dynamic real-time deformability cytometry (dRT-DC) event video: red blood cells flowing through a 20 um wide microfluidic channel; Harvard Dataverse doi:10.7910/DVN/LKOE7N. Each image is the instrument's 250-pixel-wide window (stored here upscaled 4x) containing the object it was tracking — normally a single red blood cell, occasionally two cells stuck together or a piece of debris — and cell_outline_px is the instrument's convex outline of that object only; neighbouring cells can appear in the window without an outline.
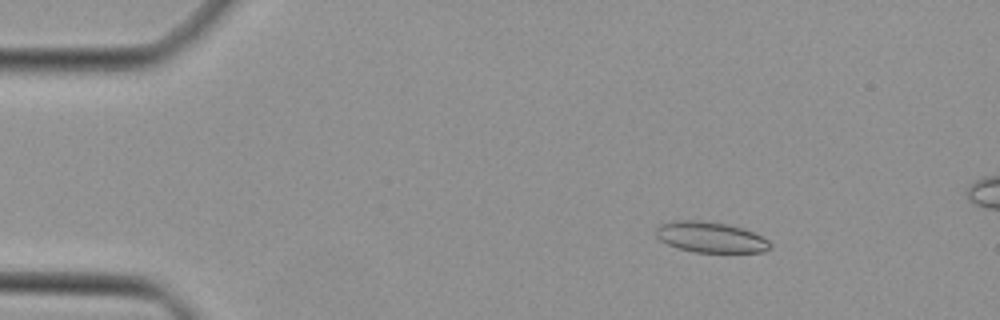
{"species": "Egyptian fruit bat (a non-hibernating species)", "species_latin": "Rousettus aegyptiacus", "temperature_condition": "cold", "stored_images_in_passage": 46, "camera_frame_rate_fps": 3000, "um_per_image_px": 0.085, "animal": {"sex": "female"}, "frame": {"image": 1, "passage_image": 7, "time_ms": 2.0, "image_size_px": [1000, 320], "cell_outline_px": [[772, 248], [764, 252], [692, 252], [668, 244], [660, 240], [656, 236], [656, 228], [660, 224], [672, 220], [700, 220], [724, 224], [744, 228], [768, 240], [772, 244]], "centroid_in_image_um": [60.4, 20.16], "position_along_channel_um": 24.6, "area_um2": 20.4}}
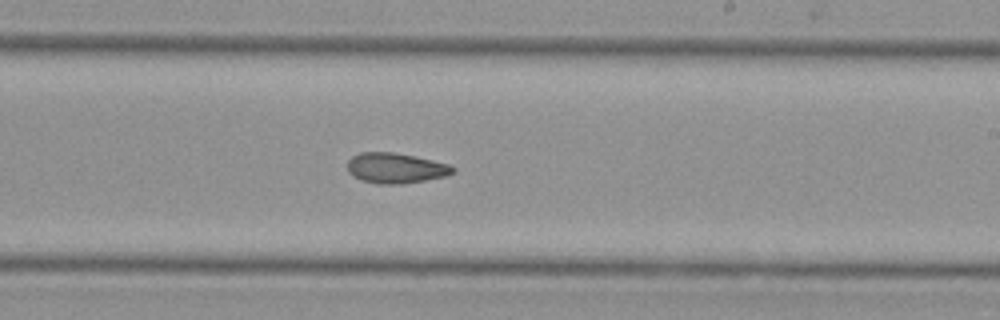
{"frame": {"image": 2, "passage_image": 28, "time_ms": 9.0, "image_size_px": [1000, 320], "cell_outline_px": [[456, 172], [448, 176], [400, 184], [376, 184], [360, 180], [352, 176], [348, 172], [348, 160], [352, 156], [360, 152], [392, 152], [416, 156], [448, 164], [456, 168]], "centroid_in_image_um": [33.63, 14.29], "position_along_channel_um": 255.4, "area_um2": 18.84}}
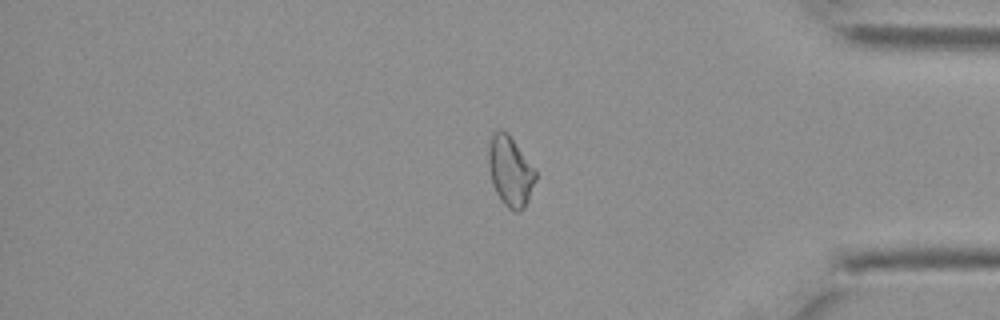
{"frame": {"image": 3, "passage_image": 39, "time_ms": 12.667, "image_size_px": [1000, 320], "cell_outline_px": [[536, 180], [528, 200], [524, 208], [520, 212], [512, 212], [500, 200], [492, 184], [488, 168], [488, 152], [492, 136], [500, 128], [508, 132], [536, 168]], "centroid_in_image_um": [43.39, 14.56], "position_along_channel_um": 391.8, "area_um2": 19.59}}